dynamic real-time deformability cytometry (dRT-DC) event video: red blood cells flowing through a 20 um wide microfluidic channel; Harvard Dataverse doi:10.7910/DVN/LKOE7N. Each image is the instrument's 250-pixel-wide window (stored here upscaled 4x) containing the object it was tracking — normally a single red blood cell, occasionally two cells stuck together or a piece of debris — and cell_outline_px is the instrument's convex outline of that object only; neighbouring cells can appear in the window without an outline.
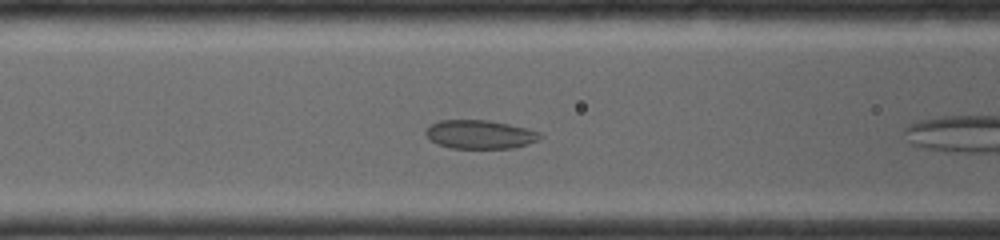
{"species": "common noctule bat (a hibernating species)", "species_latin": "Nyctalus noctula", "temperature_condition": "room temperature", "stored_images_in_passage": 10, "camera_frame_rate_fps": 4000, "um_per_image_px": 0.085, "animal": {"sex": "female", "body_mass_g": 19.0, "forearm_length_mm": 56.7}, "frame": {"image": 1, "passage_image": 6, "time_ms": 2.0, "image_size_px": [1000, 240], "cell_outline_px": [[540, 136], [536, 140], [512, 148], [452, 148], [440, 144], [432, 140], [428, 136], [428, 128], [432, 124], [440, 120], [488, 120], [508, 124], [524, 128], [536, 132]], "centroid_in_image_um": [40.76, 11.42], "position_along_channel_um": 125.8, "area_um2": 18.32}}
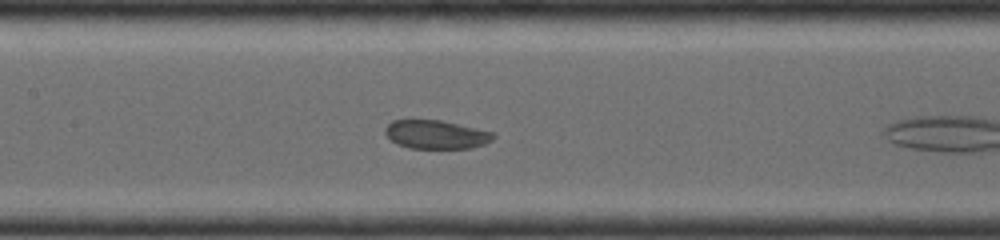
{"frame": {"image": 2, "passage_image": 9, "time_ms": 3.0, "image_size_px": [1000, 240], "cell_outline_px": [[496, 136], [484, 144], [468, 148], [412, 148], [400, 144], [392, 140], [388, 136], [388, 124], [392, 120], [440, 120], [492, 132]], "centroid_in_image_um": [37.1, 11.43], "position_along_channel_um": 170.3, "area_um2": 17.4}}